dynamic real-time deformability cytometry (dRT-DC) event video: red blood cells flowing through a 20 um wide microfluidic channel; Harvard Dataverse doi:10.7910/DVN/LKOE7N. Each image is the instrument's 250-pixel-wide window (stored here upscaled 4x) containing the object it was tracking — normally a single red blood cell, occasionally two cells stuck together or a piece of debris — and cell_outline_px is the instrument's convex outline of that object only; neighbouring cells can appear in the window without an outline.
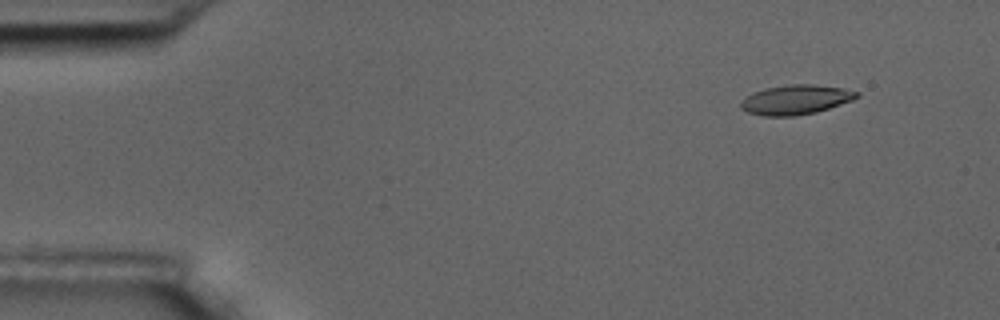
{"species": "common noctule bat (a hibernating species)", "species_latin": "Nyctalus noctula", "temperature_condition": "room temperature", "stored_images_in_passage": 5, "camera_frame_rate_fps": 3000, "um_per_image_px": 0.085, "animal": {"sex": "male", "body_mass_g": 17.5, "forearm_length_mm": 52.3}, "frame": {"image": 1, "passage_image": 2, "time_ms": 1.333, "image_size_px": [1000, 320], "cell_outline_px": [[860, 96], [852, 100], [816, 112], [796, 116], [764, 116], [748, 112], [740, 108], [740, 104], [752, 92], [764, 88], [788, 84], [812, 84], [844, 88], [860, 92]], "centroid_in_image_um": [67.65, 8.46], "position_along_channel_um": 17.3, "area_um2": 20.0}}
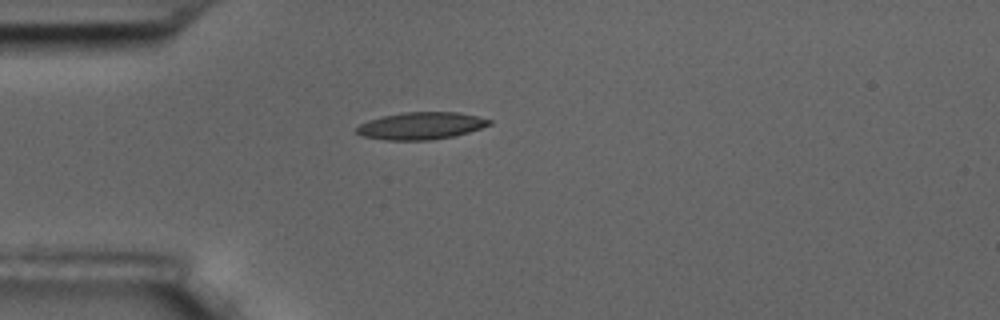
{"frame": {"image": 2, "passage_image": 5, "time_ms": 4.667, "image_size_px": [1000, 320], "cell_outline_px": [[492, 124], [456, 136], [428, 140], [388, 140], [360, 136], [356, 132], [356, 128], [360, 124], [368, 120], [380, 116], [404, 112], [460, 112], [492, 120]], "centroid_in_image_um": [35.77, 10.69], "position_along_channel_um": 49.2, "area_um2": 21.15}}